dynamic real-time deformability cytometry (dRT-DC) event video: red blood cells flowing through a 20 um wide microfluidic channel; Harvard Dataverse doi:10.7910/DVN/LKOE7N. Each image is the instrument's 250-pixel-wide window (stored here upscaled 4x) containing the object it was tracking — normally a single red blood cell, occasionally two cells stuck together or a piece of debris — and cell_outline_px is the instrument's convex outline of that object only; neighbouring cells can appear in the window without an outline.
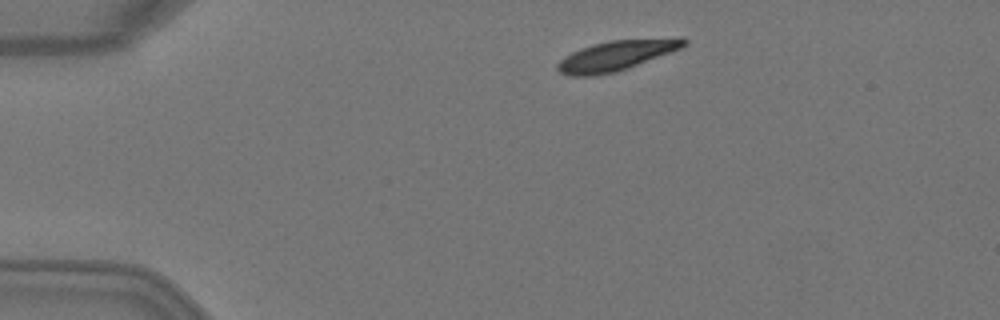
{"species": "Egyptian fruit bat (a non-hibernating species)", "species_latin": "Rousettus aegyptiacus", "temperature_condition": "warm", "stored_images_in_passage": 4, "camera_frame_rate_fps": 3000, "um_per_image_px": 0.085, "animal": {"sex": "female"}, "frame": {"image": 1, "passage_image": 1, "time_ms": 0.0, "image_size_px": [1000, 320], "cell_outline_px": [[688, 44], [680, 48], [628, 68], [616, 72], [592, 76], [572, 76], [560, 72], [556, 68], [556, 64], [564, 56], [580, 48], [592, 44], [608, 40], [680, 36], [688, 40]], "centroid_in_image_um": [52.41, 4.69], "position_along_channel_um": 32.6, "area_um2": 22.48}}
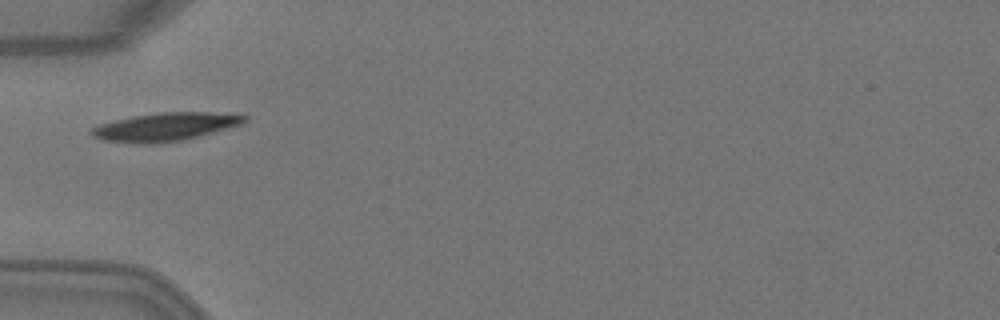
{"frame": {"image": 2, "passage_image": 3, "time_ms": 0.667, "image_size_px": [1000, 320], "cell_outline_px": [[248, 120], [240, 124], [228, 128], [180, 140], [152, 144], [148, 144], [104, 140], [92, 136], [88, 132], [92, 128], [100, 124], [132, 116], [160, 112], [212, 112], [248, 116]], "centroid_in_image_um": [14.02, 10.77], "position_along_channel_um": 71.0, "area_um2": 24.74}}